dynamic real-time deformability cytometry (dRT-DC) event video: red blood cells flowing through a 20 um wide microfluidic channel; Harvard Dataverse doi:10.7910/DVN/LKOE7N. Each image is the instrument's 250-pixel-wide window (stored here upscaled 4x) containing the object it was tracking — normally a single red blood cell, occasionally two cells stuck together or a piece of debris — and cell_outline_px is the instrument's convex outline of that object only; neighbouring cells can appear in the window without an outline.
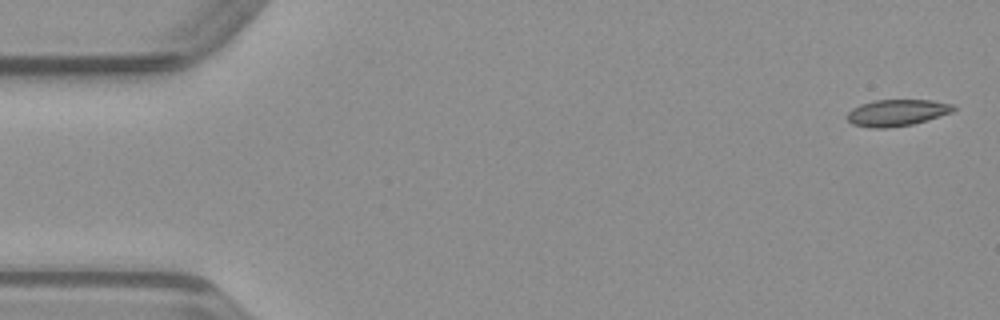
{"species": "common noctule bat (a hibernating species)", "species_latin": "Nyctalus noctula", "temperature_condition": "warm", "stored_images_in_passage": 48, "camera_frame_rate_fps": 3000, "um_per_image_px": 0.085, "animal": {"sex": "male", "body_mass_g": 23.1, "forearm_length_mm": 52.7}, "frame": {"image": 1, "passage_image": 2, "time_ms": 0.333, "image_size_px": [1000, 320], "cell_outline_px": [[956, 108], [952, 112], [912, 124], [888, 128], [868, 128], [852, 124], [844, 116], [852, 108], [860, 104], [876, 100], [932, 100], [952, 104]], "centroid_in_image_um": [76.18, 9.58], "position_along_channel_um": 8.8, "area_um2": 16.47}}
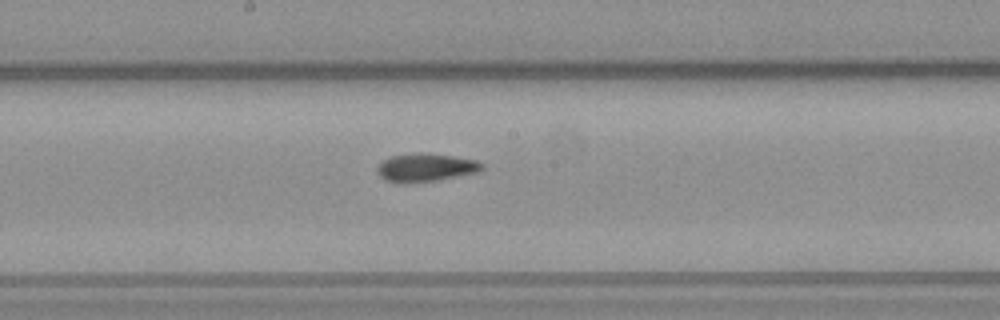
{"frame": {"image": 2, "passage_image": 26, "time_ms": 8.333, "image_size_px": [1000, 320], "cell_outline_px": [[484, 168], [476, 172], [436, 180], [384, 180], [376, 172], [376, 168], [384, 160], [392, 156], [420, 152], [452, 156], [476, 160], [484, 164]], "centroid_in_image_um": [36.21, 14.19], "position_along_channel_um": 212.0, "area_um2": 16.36}}
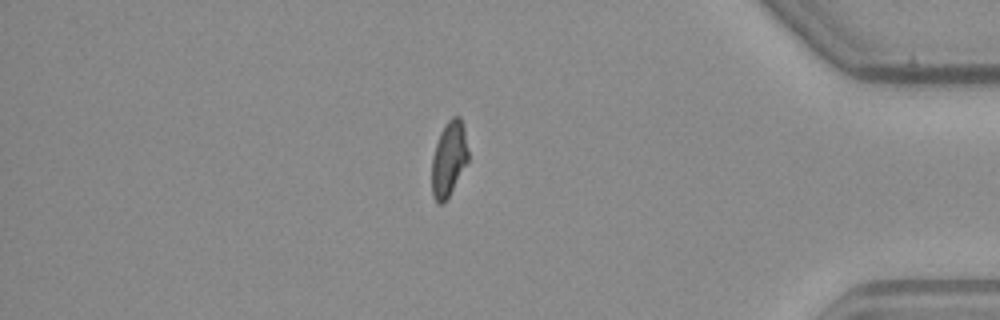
{"frame": {"image": 3, "passage_image": 42, "time_ms": 13.667, "image_size_px": [1000, 320], "cell_outline_px": [[468, 160], [444, 204], [440, 204], [432, 196], [432, 156], [440, 132], [448, 120], [452, 116], [460, 116], [464, 128], [468, 152]], "centroid_in_image_um": [38.14, 13.49], "position_along_channel_um": 397.1, "area_um2": 15.72}}